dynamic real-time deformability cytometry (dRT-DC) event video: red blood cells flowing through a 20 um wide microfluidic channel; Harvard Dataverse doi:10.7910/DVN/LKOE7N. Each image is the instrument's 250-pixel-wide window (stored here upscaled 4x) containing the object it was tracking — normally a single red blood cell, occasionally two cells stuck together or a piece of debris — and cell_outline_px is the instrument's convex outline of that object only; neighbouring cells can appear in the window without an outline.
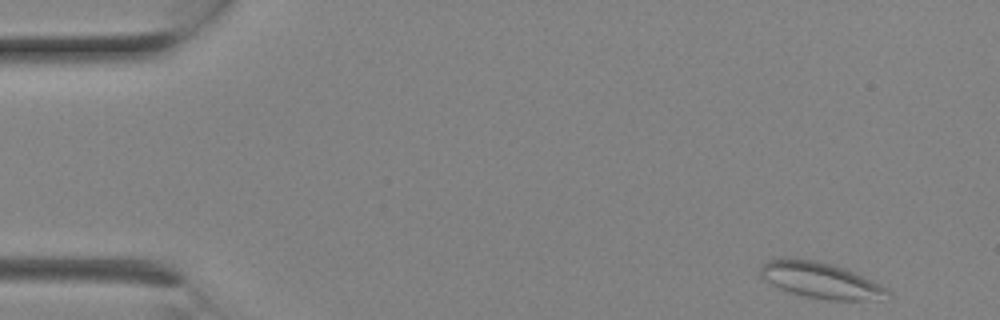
{"species": "Egyptian fruit bat (a non-hibernating species)", "species_latin": "Rousettus aegyptiacus", "temperature_condition": "room temperature", "stored_images_in_passage": 7, "camera_frame_rate_fps": 3000, "um_per_image_px": 0.085, "animal": {"sex": "female"}, "frame": {"image": 1, "passage_image": 1, "time_ms": 0.0, "image_size_px": [1000, 320], "cell_outline_px": [[892, 292], [876, 300], [828, 300], [804, 296], [780, 288], [764, 280], [760, 276], [760, 268], [764, 260], [784, 256], [788, 256], [816, 260], [832, 264], [844, 268], [864, 276], [880, 284]], "centroid_in_image_um": [69.69, 23.78], "position_along_channel_um": 15.3, "area_um2": 26.93}}